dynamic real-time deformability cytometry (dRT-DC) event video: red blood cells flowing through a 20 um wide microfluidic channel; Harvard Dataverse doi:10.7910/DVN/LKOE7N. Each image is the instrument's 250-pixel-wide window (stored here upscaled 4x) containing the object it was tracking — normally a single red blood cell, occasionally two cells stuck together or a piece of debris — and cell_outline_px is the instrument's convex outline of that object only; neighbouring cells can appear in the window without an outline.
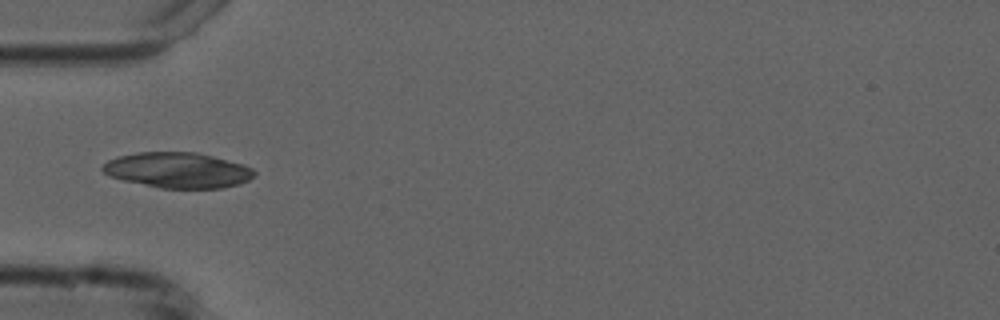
{"species": "common noctule bat (a hibernating species)", "species_latin": "Nyctalus noctula", "temperature_condition": "cold", "stored_images_in_passage": 4, "camera_frame_rate_fps": 3000, "um_per_image_px": 0.085, "animal": {"sex": "male", "forearm_length_mm": 52.5}, "frame": {"image": 1, "passage_image": 1, "time_ms": 0.0, "image_size_px": [1000, 320], "cell_outline_px": [[256, 172], [248, 180], [240, 184], [220, 188], [160, 188], [124, 180], [108, 176], [100, 168], [108, 160], [120, 156], [136, 152], [196, 152], [212, 156], [240, 164], [252, 168]], "centroid_in_image_um": [15.08, 14.47], "position_along_channel_um": 69.9, "area_um2": 31.1}}
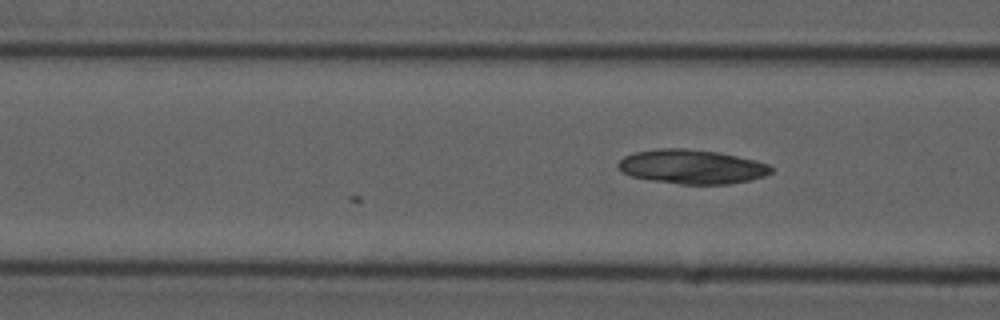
{"frame": {"image": 2, "passage_image": 4, "time_ms": 1.0, "image_size_px": [1000, 320], "cell_outline_px": [[772, 172], [764, 176], [732, 184], [680, 184], [652, 180], [632, 176], [624, 172], [616, 164], [624, 156], [632, 152], [660, 148], [684, 148], [716, 152], [736, 156], [768, 164], [772, 168]], "centroid_in_image_um": [58.78, 14.17], "position_along_channel_um": 107.8, "area_um2": 30.23}}